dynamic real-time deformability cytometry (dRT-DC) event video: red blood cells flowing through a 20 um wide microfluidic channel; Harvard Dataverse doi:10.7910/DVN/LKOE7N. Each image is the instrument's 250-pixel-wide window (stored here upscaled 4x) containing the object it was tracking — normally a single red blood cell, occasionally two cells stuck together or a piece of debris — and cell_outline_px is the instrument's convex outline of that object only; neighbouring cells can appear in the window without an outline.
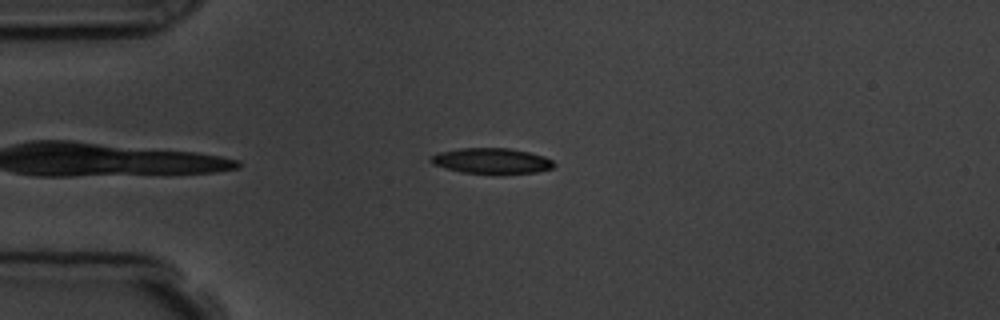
{"species": "common noctule bat (a hibernating species)", "species_latin": "Nyctalus noctula", "temperature_condition": "room temperature", "stored_images_in_passage": 8, "camera_frame_rate_fps": 3000, "um_per_image_px": 0.085, "animal": {"sex": "male", "body_mass_g": 19.5, "forearm_length_mm": 54.6}, "frame": {"image": 1, "passage_image": 1, "time_ms": 0.0, "image_size_px": [1000, 320], "cell_outline_px": [[556, 164], [552, 168], [536, 172], [460, 172], [432, 164], [428, 160], [432, 156], [440, 152], [460, 148], [508, 148], [528, 152], [544, 156], [552, 160]], "centroid_in_image_um": [41.77, 13.65], "position_along_channel_um": 43.2, "area_um2": 17.8}}
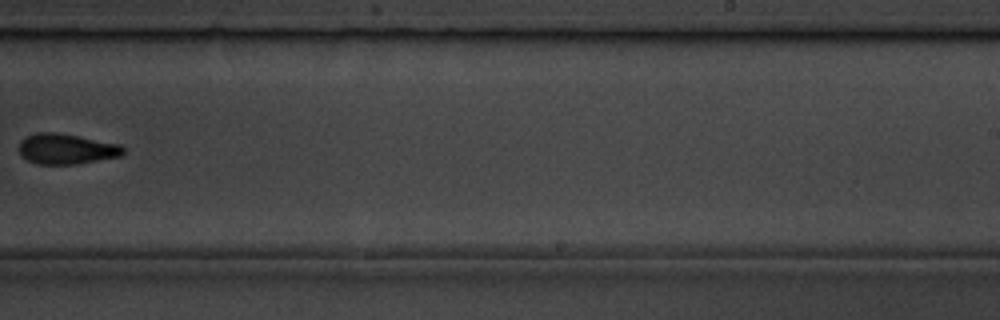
{"frame": {"image": 2, "passage_image": 7, "time_ms": 7.0, "image_size_px": [1000, 320], "cell_outline_px": [[124, 152], [120, 156], [76, 164], [36, 164], [20, 156], [16, 148], [20, 140], [36, 132], [56, 132], [120, 144], [124, 148]], "centroid_in_image_um": [5.57, 12.66], "position_along_channel_um": 283.4, "area_um2": 18.61}}